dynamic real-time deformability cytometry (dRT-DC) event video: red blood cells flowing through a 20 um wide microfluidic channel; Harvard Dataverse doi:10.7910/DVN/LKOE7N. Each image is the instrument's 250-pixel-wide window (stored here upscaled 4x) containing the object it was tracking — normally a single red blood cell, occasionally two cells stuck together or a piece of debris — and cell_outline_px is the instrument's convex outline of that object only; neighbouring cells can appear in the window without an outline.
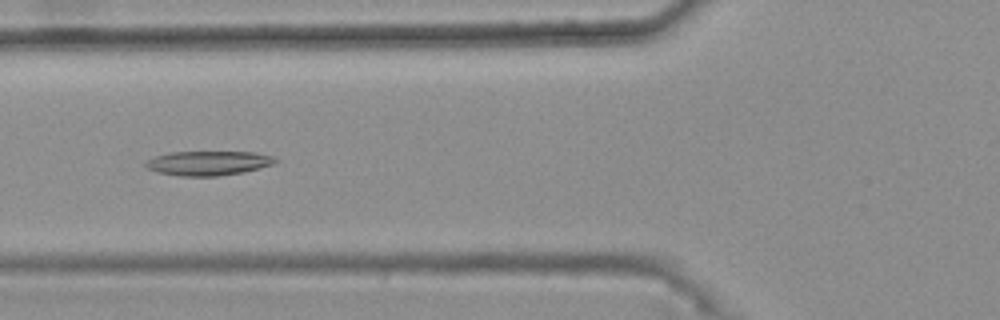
{"species": "common noctule bat (a hibernating species)", "species_latin": "Nyctalus noctula", "temperature_condition": "warm", "stored_images_in_passage": 34, "camera_frame_rate_fps": 3000, "um_per_image_px": 0.085, "animal": {"sex": "female", "body_mass_g": 25.1}, "frame": {"image": 1, "passage_image": 8, "time_ms": 2.333, "image_size_px": [1000, 320], "cell_outline_px": [[280, 160], [272, 164], [260, 168], [244, 172], [216, 176], [180, 176], [156, 172], [148, 168], [144, 164], [148, 160], [156, 156], [168, 152], [256, 152], [272, 156]], "centroid_in_image_um": [17.72, 13.86], "position_along_channel_um": 108.1, "area_um2": 18.44}}
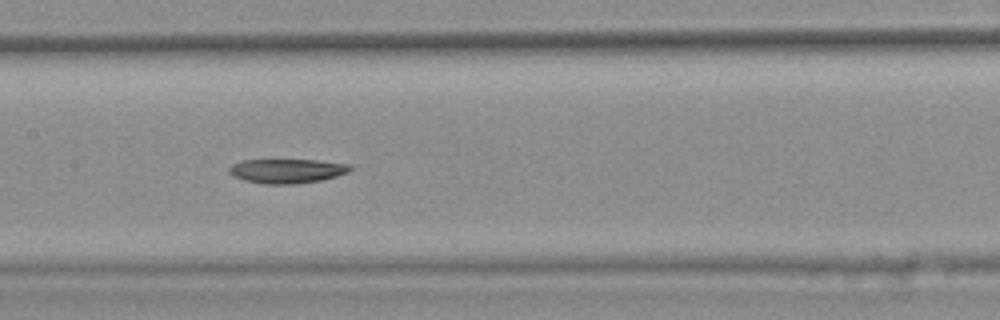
{"frame": {"image": 2, "passage_image": 14, "time_ms": 4.333, "image_size_px": [1000, 320], "cell_outline_px": [[352, 168], [348, 172], [336, 176], [320, 180], [296, 184], [264, 184], [244, 180], [228, 172], [228, 168], [232, 164], [244, 160], [316, 160], [352, 164]], "centroid_in_image_um": [24.41, 14.53], "position_along_channel_um": 183.0, "area_um2": 17.11}}
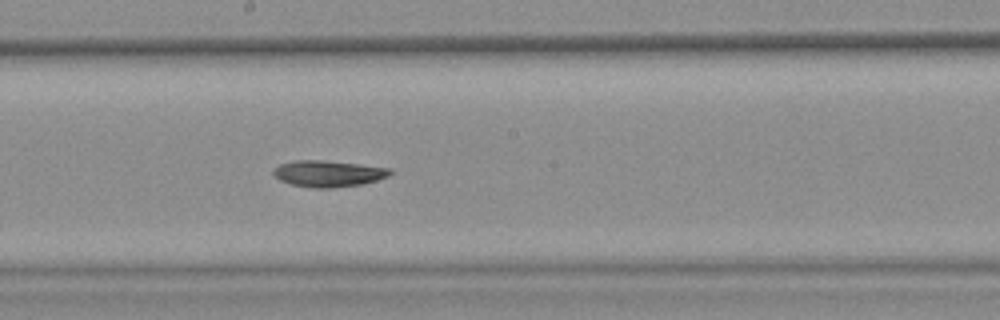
{"frame": {"image": 3, "passage_image": 17, "time_ms": 5.333, "image_size_px": [1000, 320], "cell_outline_px": [[392, 172], [388, 176], [376, 180], [360, 184], [332, 188], [312, 188], [292, 184], [280, 180], [272, 172], [280, 164], [296, 160], [320, 160], [360, 164], [392, 168]], "centroid_in_image_um": [27.92, 14.75], "position_along_channel_um": 220.3, "area_um2": 17.74}}